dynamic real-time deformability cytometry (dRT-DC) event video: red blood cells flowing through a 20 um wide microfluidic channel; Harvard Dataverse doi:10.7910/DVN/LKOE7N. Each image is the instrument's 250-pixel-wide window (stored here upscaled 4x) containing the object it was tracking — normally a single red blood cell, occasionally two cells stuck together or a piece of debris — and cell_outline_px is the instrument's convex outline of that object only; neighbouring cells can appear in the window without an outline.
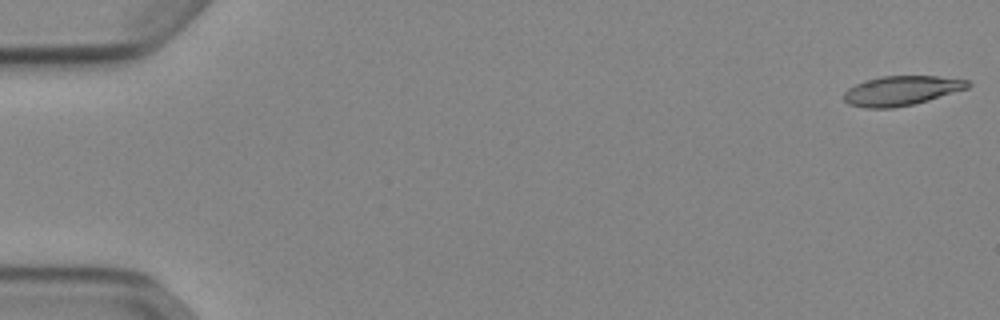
{"species": "Egyptian fruit bat (a non-hibernating species)", "species_latin": "Rousettus aegyptiacus", "temperature_condition": "cold", "stored_images_in_passage": 53, "camera_frame_rate_fps": 3000, "um_per_image_px": 0.085, "animal": {"sex": "female"}, "frame": {"image": 1, "passage_image": 1, "time_ms": 0.0, "image_size_px": [1000, 320], "cell_outline_px": [[972, 84], [968, 88], [928, 100], [912, 104], [892, 108], [864, 108], [848, 104], [844, 100], [844, 92], [848, 88], [864, 80], [880, 76], [936, 76], [968, 80]], "centroid_in_image_um": [76.59, 7.7], "position_along_channel_um": 8.4, "area_um2": 21.33}}
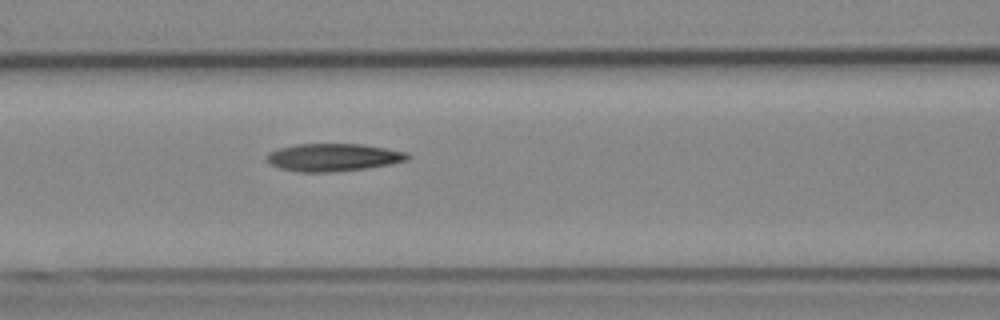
{"frame": {"image": 2, "passage_image": 23, "time_ms": 7.333, "image_size_px": [1000, 320], "cell_outline_px": [[412, 156], [408, 160], [368, 168], [332, 172], [296, 172], [280, 168], [268, 164], [264, 156], [268, 152], [280, 148], [296, 144], [360, 144], [408, 152]], "centroid_in_image_um": [28.28, 13.38], "position_along_channel_um": 138.3, "area_um2": 22.89}}
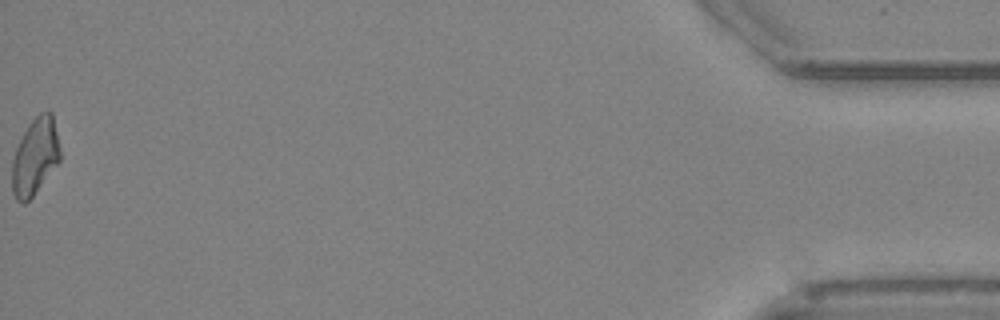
{"frame": {"image": 3, "passage_image": 53, "time_ms": 17.333, "image_size_px": [1000, 320], "cell_outline_px": [[60, 160], [32, 196], [24, 204], [20, 204], [16, 200], [12, 192], [12, 160], [16, 148], [28, 124], [40, 112], [48, 108], [52, 112], [60, 148]], "centroid_in_image_um": [2.97, 13.28], "position_along_channel_um": 432.2, "area_um2": 21.44}, "authors_computed_cell_mechanics": {"area_um2": 22.253, "velocity_mm_per_s": 3.8852, "shape_relaxation_time_tau1_ms": 9.8521, "shape_relaxation_time_tau2_ms": 3.5141, "deformation_change_tau1": 0.2236, "deformation_change_tau2": 0.1235}}